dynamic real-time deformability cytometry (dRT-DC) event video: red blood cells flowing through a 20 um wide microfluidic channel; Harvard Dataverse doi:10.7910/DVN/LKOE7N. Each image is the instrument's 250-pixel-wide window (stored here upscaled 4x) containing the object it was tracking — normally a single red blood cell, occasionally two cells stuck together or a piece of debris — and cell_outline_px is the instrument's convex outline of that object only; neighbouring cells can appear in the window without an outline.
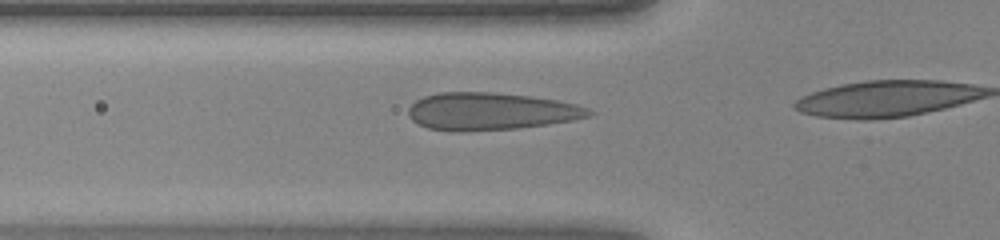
{"species": "human", "species_latin": "Homo sapiens", "temperature_condition": "warm", "stored_images_in_passage": 8, "camera_frame_rate_fps": 3000, "um_per_image_px": 0.085, "donor": {"sex": "female"}, "frame": {"image": 1, "passage_image": 6, "time_ms": 1.667, "image_size_px": [1000, 240], "cell_outline_px": [[596, 112], [588, 116], [572, 120], [548, 124], [520, 128], [428, 128], [412, 120], [408, 116], [408, 108], [416, 100], [424, 96], [440, 92], [492, 92], [532, 96], [556, 100], [576, 104], [588, 108]], "centroid_in_image_um": [41.77, 9.41], "position_along_channel_um": 84.0, "area_um2": 38.15}}